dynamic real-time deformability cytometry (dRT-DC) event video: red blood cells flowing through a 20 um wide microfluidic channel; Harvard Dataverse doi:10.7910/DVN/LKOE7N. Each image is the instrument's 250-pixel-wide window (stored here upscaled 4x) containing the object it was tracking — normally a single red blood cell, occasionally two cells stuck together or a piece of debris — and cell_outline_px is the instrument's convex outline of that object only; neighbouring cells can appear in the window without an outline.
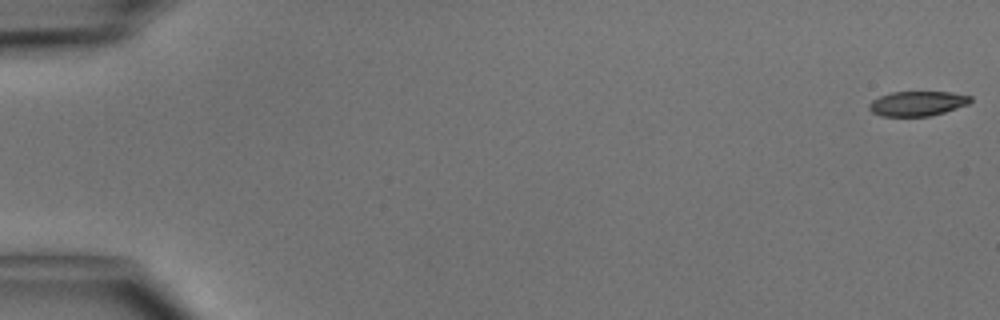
{"species": "common noctule bat (a hibernating species)", "species_latin": "Nyctalus noctula", "temperature_condition": "cold", "stored_images_in_passage": 11, "camera_frame_rate_fps": 3000, "um_per_image_px": 0.085, "animal": {"sex": "male", "body_mass_g": 15.6}, "frame": {"image": 1, "passage_image": 1, "time_ms": 0.0, "image_size_px": [1000, 320], "cell_outline_px": [[968, 100], [952, 108], [940, 112], [920, 116], [892, 116], [876, 112], [872, 108], [872, 104], [888, 96], [900, 92], [940, 92], [968, 96]], "centroid_in_image_um": [78.0, 8.8], "position_along_channel_um": 7.0, "area_um2": 12.54}}